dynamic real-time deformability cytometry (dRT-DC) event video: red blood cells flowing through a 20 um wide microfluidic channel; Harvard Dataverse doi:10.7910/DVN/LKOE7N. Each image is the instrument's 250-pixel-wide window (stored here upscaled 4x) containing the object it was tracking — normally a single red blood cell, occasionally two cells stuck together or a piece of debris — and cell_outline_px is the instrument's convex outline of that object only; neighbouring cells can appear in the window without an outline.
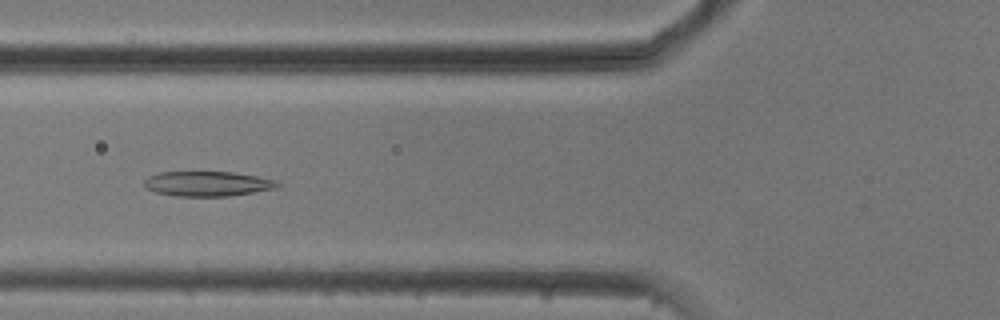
{"species": "common noctule bat (a hibernating species)", "species_latin": "Nyctalus noctula", "temperature_condition": "cold", "stored_images_in_passage": 53, "camera_frame_rate_fps": 3000, "um_per_image_px": 0.085, "animal": {"sex": "male", "body_mass_g": 20.5, "forearm_length_mm": 52.5}, "frame": {"image": 1, "passage_image": 20, "time_ms": 6.333, "image_size_px": [1000, 320], "cell_outline_px": [[280, 188], [228, 196], [176, 196], [156, 192], [144, 188], [144, 180], [148, 176], [160, 172], [232, 172], [256, 176], [276, 180], [280, 184]], "centroid_in_image_um": [17.64, 15.62], "position_along_channel_um": 108.2, "area_um2": 19.42}}
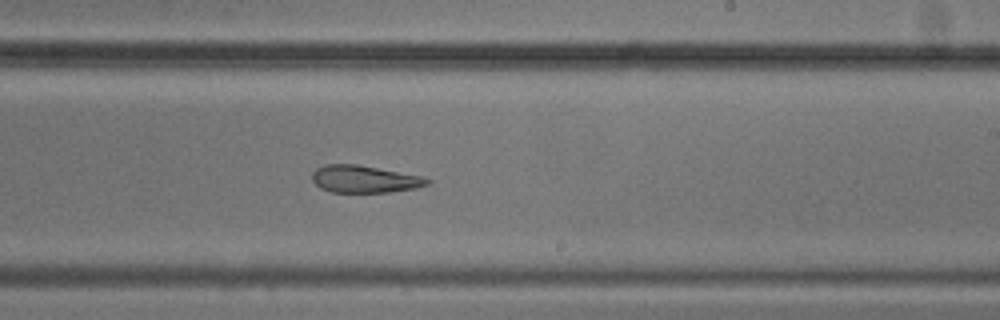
{"frame": {"image": 2, "passage_image": 32, "time_ms": 10.333, "image_size_px": [1000, 320], "cell_outline_px": [[432, 180], [428, 184], [416, 188], [388, 192], [332, 192], [320, 188], [312, 180], [312, 172], [316, 168], [324, 164], [356, 164], [420, 176]], "centroid_in_image_um": [30.93, 15.22], "position_along_channel_um": 258.1, "area_um2": 18.15}}
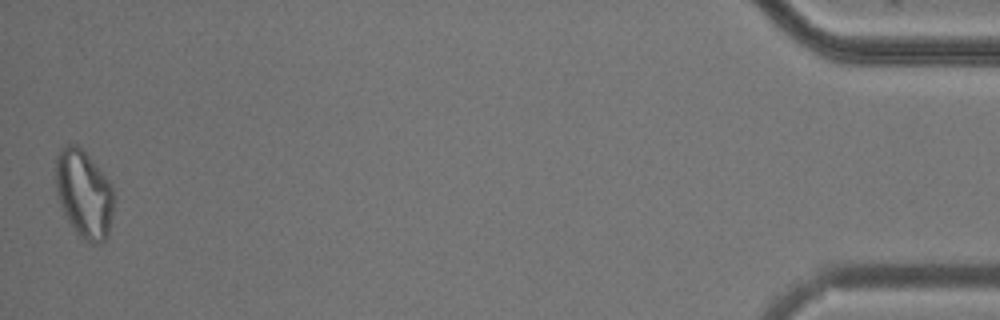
{"frame": {"image": 3, "passage_image": 53, "time_ms": 17.333, "image_size_px": [1000, 320], "cell_outline_px": [[112, 212], [108, 236], [100, 244], [92, 244], [80, 236], [76, 232], [68, 220], [60, 204], [56, 192], [56, 156], [60, 148], [68, 144], [76, 144], [88, 156], [112, 184]], "centroid_in_image_um": [7.12, 16.48], "position_along_channel_um": 428.1, "area_um2": 29.42}, "authors_computed_cell_mechanics": {"area_um2": 22.542, "velocity_mm_per_s": 3.7396, "shape_relaxation_time_tau1_ms": 9.2743, "shape_relaxation_time_tau2_ms": 4.5429, "deformation_change_tau1": 0.19, "deformation_change_tau2": 0.1405}}